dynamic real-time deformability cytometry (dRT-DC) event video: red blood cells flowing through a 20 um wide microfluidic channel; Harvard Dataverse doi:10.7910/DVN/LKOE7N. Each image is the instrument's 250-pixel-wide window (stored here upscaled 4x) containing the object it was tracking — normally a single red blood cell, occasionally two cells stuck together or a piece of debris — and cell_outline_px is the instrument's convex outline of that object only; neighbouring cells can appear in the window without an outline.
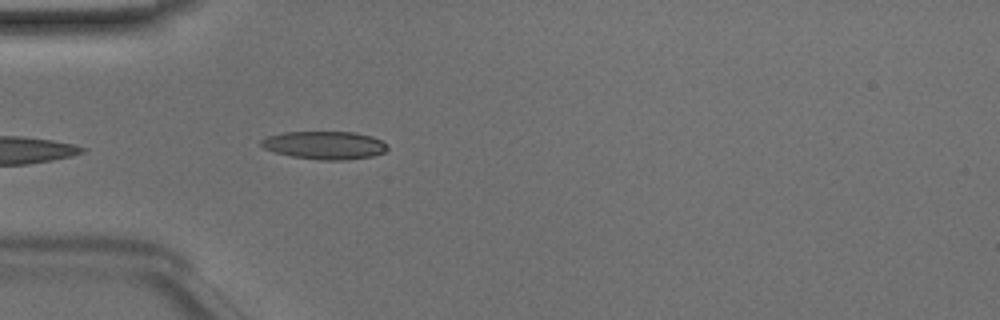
{"species": "Egyptian fruit bat (a non-hibernating species)", "species_latin": "Rousettus aegyptiacus", "temperature_condition": "room temperature", "stored_images_in_passage": 33, "camera_frame_rate_fps": 3000, "um_per_image_px": 0.085, "animal": {"sex": "male"}, "frame": {"image": 1, "passage_image": 5, "time_ms": 1.333, "image_size_px": [1000, 320], "cell_outline_px": [[388, 148], [384, 152], [372, 156], [344, 160], [320, 160], [292, 156], [276, 152], [264, 148], [260, 144], [260, 140], [268, 136], [284, 132], [356, 132], [372, 136], [388, 144]], "centroid_in_image_um": [27.61, 12.34], "position_along_channel_um": 57.4, "area_um2": 20.58}}
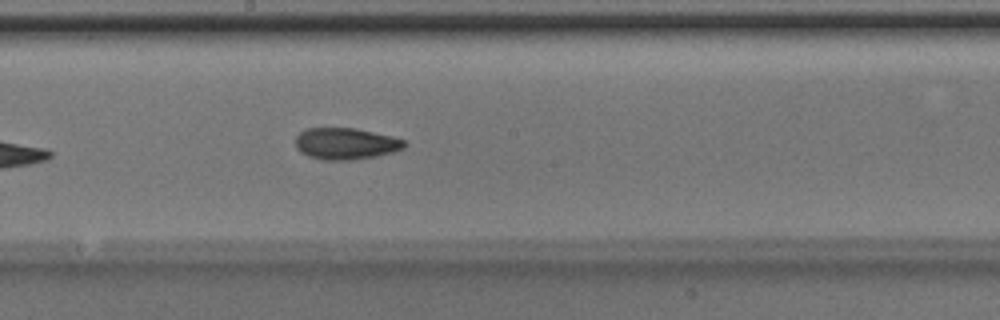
{"frame": {"image": 2, "passage_image": 17, "time_ms": 5.333, "image_size_px": [1000, 320], "cell_outline_px": [[408, 144], [404, 148], [392, 152], [376, 156], [348, 160], [320, 160], [308, 156], [300, 152], [296, 148], [296, 136], [300, 132], [308, 128], [356, 128], [392, 136], [404, 140]], "centroid_in_image_um": [29.38, 12.21], "position_along_channel_um": 218.8, "area_um2": 20.11}}
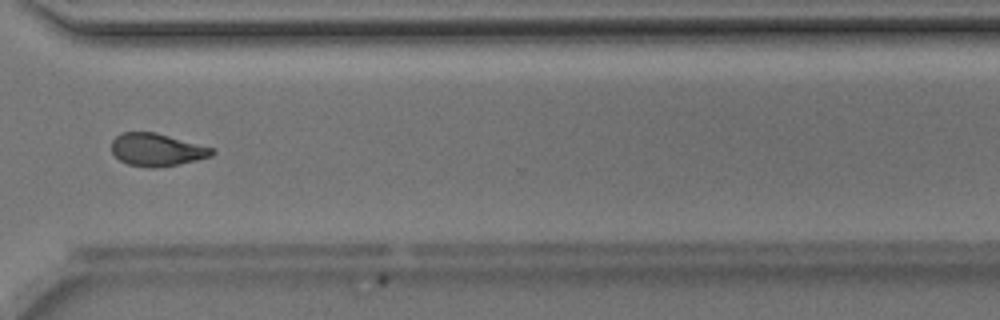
{"frame": {"image": 3, "passage_image": 27, "time_ms": 8.667, "image_size_px": [1000, 320], "cell_outline_px": [[216, 152], [212, 156], [196, 160], [156, 168], [148, 168], [128, 164], [120, 160], [112, 152], [112, 140], [120, 132], [156, 132], [216, 148]], "centroid_in_image_um": [13.36, 12.72], "position_along_channel_um": 357.2, "area_um2": 19.31}, "authors_computed_cell_mechanics": {"area_um2": 19.5364, "velocity_mm_per_s": 4.1563, "shape_relaxation_time_tau1_ms": 7.3466, "shape_relaxation_time_tau2_ms": 3.6234, "deformation_change_tau1": 0.1855, "deformation_change_tau2": 0.0962}}